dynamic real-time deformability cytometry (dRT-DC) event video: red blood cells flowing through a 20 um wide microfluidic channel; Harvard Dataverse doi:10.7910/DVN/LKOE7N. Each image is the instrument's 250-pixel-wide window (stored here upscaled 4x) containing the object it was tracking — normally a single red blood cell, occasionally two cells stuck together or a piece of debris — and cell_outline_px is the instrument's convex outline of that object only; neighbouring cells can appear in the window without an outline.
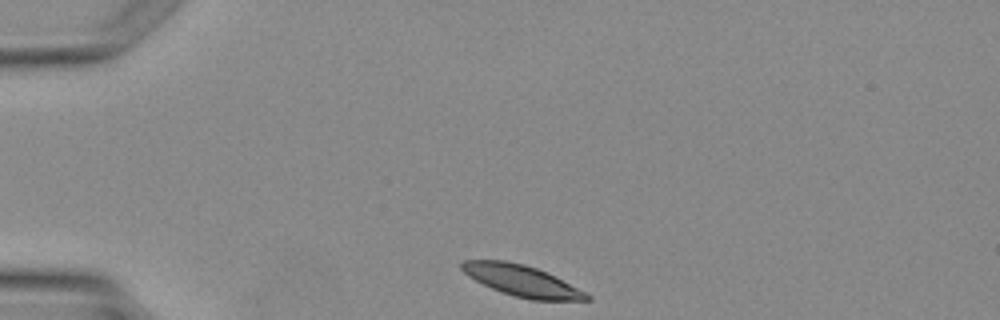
{"species": "Egyptian fruit bat (a non-hibernating species)", "species_latin": "Rousettus aegyptiacus", "temperature_condition": "warm", "stored_images_in_passage": 2, "camera_frame_rate_fps": 3000, "um_per_image_px": 0.085, "animal": {"sex": "female"}, "frame": {"image": 1, "passage_image": 2, "time_ms": 1.333, "image_size_px": [1000, 320], "cell_outline_px": [[592, 300], [532, 300], [500, 292], [468, 276], [460, 268], [460, 264], [464, 260], [504, 260], [524, 264], [536, 268], [556, 276], [592, 296]], "centroid_in_image_um": [44.36, 23.86], "position_along_channel_um": 40.6, "area_um2": 22.54}}